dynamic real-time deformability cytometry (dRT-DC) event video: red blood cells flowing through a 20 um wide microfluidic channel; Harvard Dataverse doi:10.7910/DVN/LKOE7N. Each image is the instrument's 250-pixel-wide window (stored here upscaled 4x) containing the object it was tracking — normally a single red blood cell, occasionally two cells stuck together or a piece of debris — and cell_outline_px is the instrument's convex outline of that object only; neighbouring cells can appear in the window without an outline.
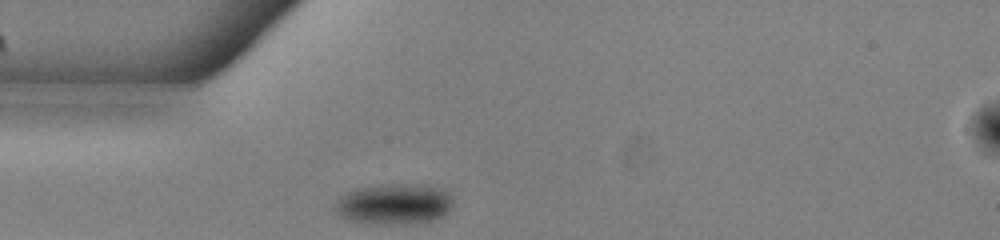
{"species": "common noctule bat (a hibernating species)", "species_latin": "Nyctalus noctula", "temperature_condition": "warm", "stored_images_in_passage": 40, "camera_frame_rate_fps": 3000, "um_per_image_px": 0.085, "animal": {"sex": "male", "body_mass_g": 13.0, "forearm_length_mm": 53.1}, "frame": {"image": 1, "passage_image": 1, "time_ms": 0.0, "image_size_px": [1000, 240], "cell_outline_px": [[452, 208], [448, 212], [432, 220], [412, 224], [380, 224], [348, 220], [340, 216], [332, 208], [336, 200], [344, 192], [356, 188], [380, 184], [428, 184], [440, 188], [448, 192], [452, 196]], "centroid_in_image_um": [33.47, 17.32], "position_along_channel_um": 51.5, "area_um2": 28.61}}
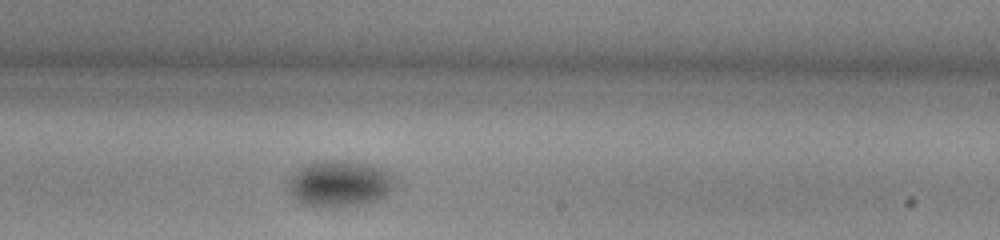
{"frame": {"image": 2, "passage_image": 18, "time_ms": 5.667, "image_size_px": [1000, 240], "cell_outline_px": [[396, 184], [392, 192], [376, 200], [364, 204], [324, 208], [304, 204], [296, 200], [292, 196], [288, 184], [292, 176], [300, 168], [308, 164], [328, 160], [340, 160], [364, 164], [384, 168], [396, 180]], "centroid_in_image_um": [28.91, 15.63], "position_along_channel_um": 260.1, "area_um2": 28.61}}
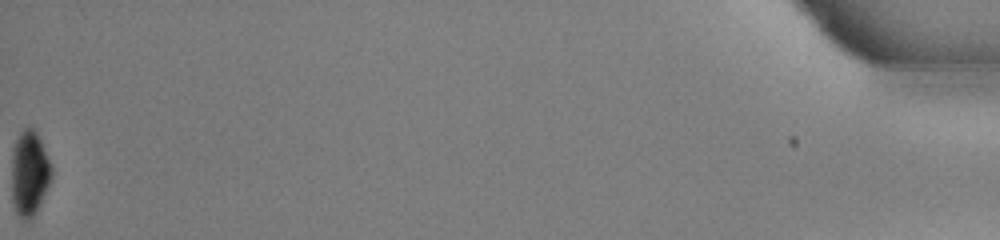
{"frame": {"image": 3, "passage_image": 40, "time_ms": 13.0, "image_size_px": [1000, 240], "cell_outline_px": [[52, 180], [36, 212], [28, 220], [20, 220], [16, 212], [12, 200], [12, 148], [20, 132], [24, 128], [32, 128], [36, 132], [40, 140], [52, 168]], "centroid_in_image_um": [2.49, 14.76], "position_along_channel_um": 432.7, "area_um2": 19.77}}